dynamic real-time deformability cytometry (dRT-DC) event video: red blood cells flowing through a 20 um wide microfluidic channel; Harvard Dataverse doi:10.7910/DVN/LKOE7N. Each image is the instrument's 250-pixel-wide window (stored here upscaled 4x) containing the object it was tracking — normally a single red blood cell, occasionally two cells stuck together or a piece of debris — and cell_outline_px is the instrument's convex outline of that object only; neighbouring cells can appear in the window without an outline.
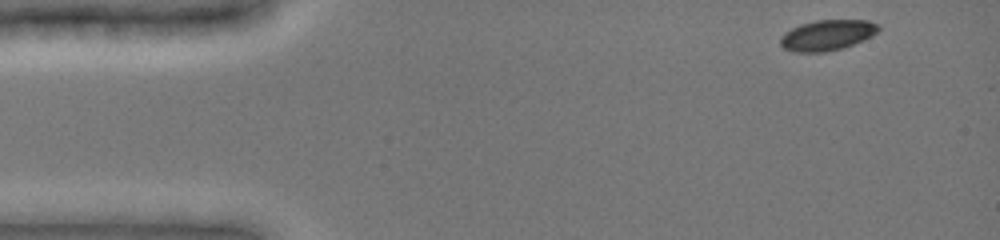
{"species": "common noctule bat (a hibernating species)", "species_latin": "Nyctalus noctula", "temperature_condition": "cold", "stored_images_in_passage": 12, "camera_frame_rate_fps": 3000, "um_per_image_px": 0.085, "animal": {"sex": "female", "body_mass_g": 19.0, "forearm_length_mm": 51.5}, "frame": {"image": 1, "passage_image": 1, "time_ms": 0.0, "image_size_px": [1000, 240], "cell_outline_px": [[880, 28], [872, 36], [852, 44], [840, 48], [824, 52], [792, 52], [784, 48], [780, 44], [780, 36], [784, 32], [800, 24], [816, 20], [868, 20], [880, 24]], "centroid_in_image_um": [70.29, 2.98], "position_along_channel_um": 14.7, "area_um2": 17.46}}
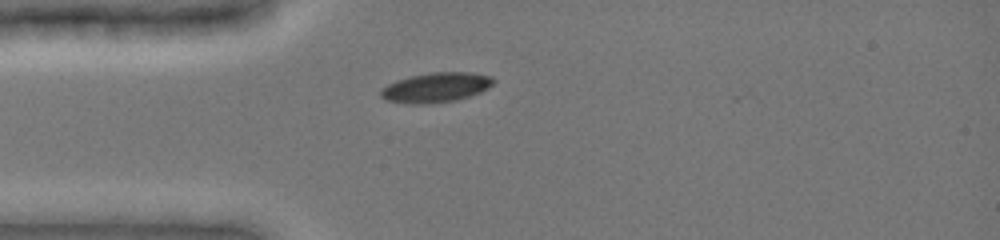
{"frame": {"image": 2, "passage_image": 10, "time_ms": 3.0, "image_size_px": [1000, 240], "cell_outline_px": [[496, 80], [488, 88], [480, 92], [456, 100], [420, 104], [408, 104], [384, 100], [380, 96], [380, 88], [396, 80], [412, 76], [432, 72], [472, 72], [492, 76]], "centroid_in_image_um": [37.03, 7.43], "position_along_channel_um": 48.0, "area_um2": 19.59}}